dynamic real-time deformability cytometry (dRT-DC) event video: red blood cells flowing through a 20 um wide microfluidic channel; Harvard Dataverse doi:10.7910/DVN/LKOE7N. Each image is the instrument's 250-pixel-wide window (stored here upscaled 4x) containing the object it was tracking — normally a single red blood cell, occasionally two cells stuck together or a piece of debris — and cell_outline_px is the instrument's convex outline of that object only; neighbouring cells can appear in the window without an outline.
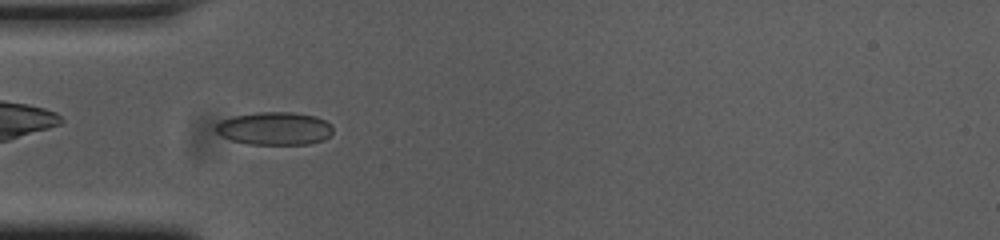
{"species": "common noctule bat (a hibernating species)", "species_latin": "Nyctalus noctula", "temperature_condition": "cold", "stored_images_in_passage": 40, "camera_frame_rate_fps": 3000, "um_per_image_px": 0.085, "animal": {"sex": "female", "body_mass_g": 23.0, "forearm_length_mm": 53.4}, "frame": {"image": 1, "passage_image": 2, "time_ms": 0.333, "image_size_px": [1000, 240], "cell_outline_px": [[332, 132], [324, 140], [308, 144], [248, 144], [232, 140], [216, 132], [212, 128], [216, 124], [232, 116], [260, 112], [292, 112], [316, 116], [324, 120], [332, 128]], "centroid_in_image_um": [23.32, 10.92], "position_along_channel_um": 61.7, "area_um2": 22.37}}
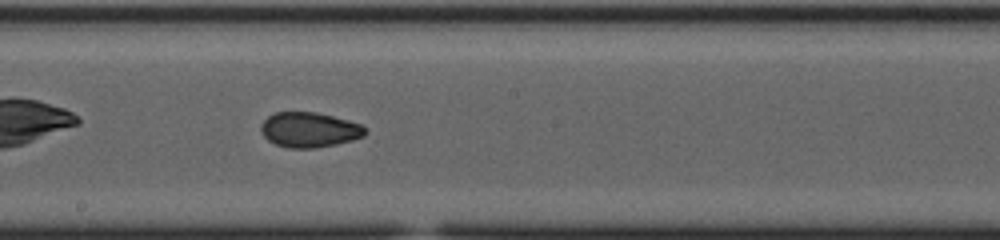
{"frame": {"image": 2, "passage_image": 15, "time_ms": 4.667, "image_size_px": [1000, 240], "cell_outline_px": [[368, 132], [364, 136], [352, 140], [336, 144], [316, 148], [288, 148], [276, 144], [268, 140], [264, 136], [260, 128], [260, 124], [268, 116], [276, 112], [316, 112], [348, 120], [360, 124]], "centroid_in_image_um": [26.28, 11.03], "position_along_channel_um": 221.9, "area_um2": 21.27}}
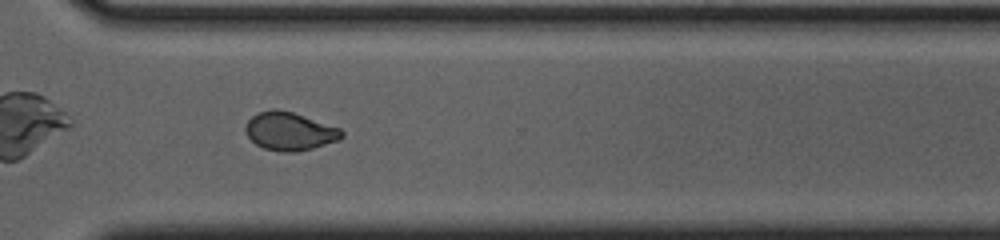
{"frame": {"image": 3, "passage_image": 25, "time_ms": 8.0, "image_size_px": [1000, 240], "cell_outline_px": [[344, 136], [340, 140], [312, 148], [296, 152], [284, 152], [264, 148], [256, 144], [248, 136], [244, 128], [248, 120], [252, 116], [260, 112], [276, 108], [292, 112], [340, 128], [344, 132]], "centroid_in_image_um": [24.63, 11.16], "position_along_channel_um": 346.0, "area_um2": 21.27}, "authors_computed_cell_mechanics": {"area_um2": 21.3282, "velocity_mm_per_s": 3.72, "shape_relaxation_time_tau1_ms": null, "shape_relaxation_time_tau2_ms": 1.9579, "deformation_change_tau1": null, "deformation_change_tau2": 0.06}}